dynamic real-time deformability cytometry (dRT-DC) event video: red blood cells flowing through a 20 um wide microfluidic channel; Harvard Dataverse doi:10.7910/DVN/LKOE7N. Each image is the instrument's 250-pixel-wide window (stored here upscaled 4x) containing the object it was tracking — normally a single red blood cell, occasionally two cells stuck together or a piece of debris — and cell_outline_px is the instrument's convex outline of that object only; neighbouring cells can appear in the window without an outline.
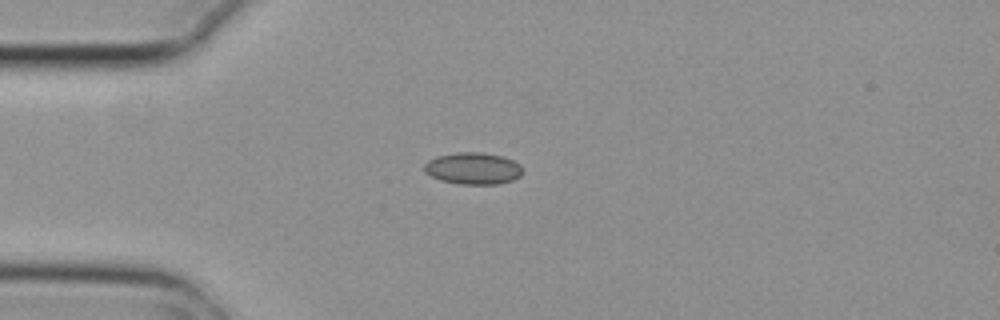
{"species": "common noctule bat (a hibernating species)", "species_latin": "Nyctalus noctula", "temperature_condition": "cold", "stored_images_in_passage": 5, "camera_frame_rate_fps": 3000, "um_per_image_px": 0.085, "animal": {"sex": "female", "body_mass_g": 29.2, "forearm_length_mm": 56.3}, "frame": {"image": 1, "passage_image": 5, "time_ms": 1.333, "image_size_px": [1000, 320], "cell_outline_px": [[520, 176], [512, 180], [496, 184], [460, 184], [440, 180], [424, 172], [424, 164], [428, 160], [436, 156], [456, 152], [484, 152], [504, 156], [520, 164]], "centroid_in_image_um": [40.18, 14.3], "position_along_channel_um": 44.8, "area_um2": 18.26}}